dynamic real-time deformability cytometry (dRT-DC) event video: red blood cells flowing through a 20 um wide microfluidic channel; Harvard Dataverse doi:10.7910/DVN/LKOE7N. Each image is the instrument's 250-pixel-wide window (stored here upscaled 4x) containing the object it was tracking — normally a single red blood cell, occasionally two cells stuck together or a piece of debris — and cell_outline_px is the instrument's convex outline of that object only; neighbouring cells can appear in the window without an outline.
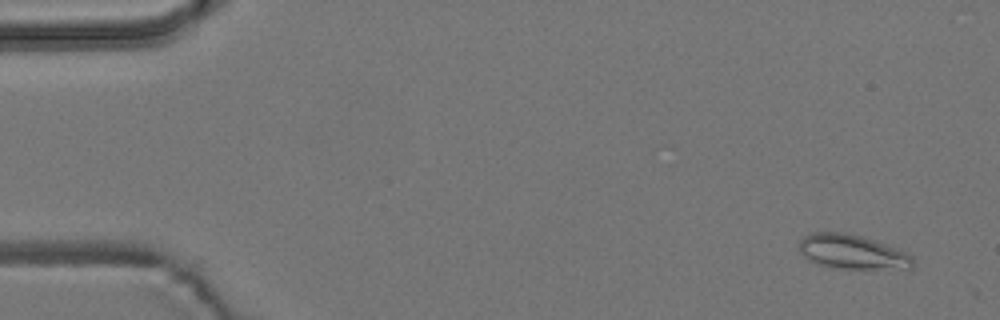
{"species": "common noctule bat (a hibernating species)", "species_latin": "Nyctalus noctula", "temperature_condition": "room temperature", "stored_images_in_passage": 4, "camera_frame_rate_fps": 3000, "um_per_image_px": 0.085, "animal": {"sex": "male", "body_mass_g": 19.2, "forearm_length_mm": 51.8}, "frame": {"image": 1, "passage_image": 1, "time_ms": 0.0, "image_size_px": [1000, 320], "cell_outline_px": [[912, 268], [836, 268], [816, 264], [808, 260], [800, 252], [800, 240], [804, 236], [812, 232], [844, 232], [860, 236], [888, 244], [912, 256]], "centroid_in_image_um": [72.39, 21.4], "position_along_channel_um": 12.6, "area_um2": 22.54}}